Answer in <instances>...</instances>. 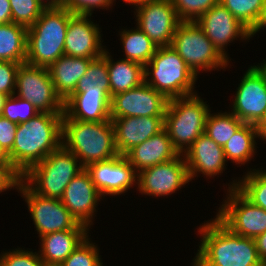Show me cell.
Wrapping results in <instances>:
<instances>
[{
    "label": "cell",
    "instance_id": "obj_1",
    "mask_svg": "<svg viewBox=\"0 0 266 266\" xmlns=\"http://www.w3.org/2000/svg\"><path fill=\"white\" fill-rule=\"evenodd\" d=\"M198 232L202 239L192 266H264L255 240L231 232L217 218Z\"/></svg>",
    "mask_w": 266,
    "mask_h": 266
},
{
    "label": "cell",
    "instance_id": "obj_2",
    "mask_svg": "<svg viewBox=\"0 0 266 266\" xmlns=\"http://www.w3.org/2000/svg\"><path fill=\"white\" fill-rule=\"evenodd\" d=\"M62 120L63 114L39 112L18 124L9 157L22 175L62 145Z\"/></svg>",
    "mask_w": 266,
    "mask_h": 266
},
{
    "label": "cell",
    "instance_id": "obj_3",
    "mask_svg": "<svg viewBox=\"0 0 266 266\" xmlns=\"http://www.w3.org/2000/svg\"><path fill=\"white\" fill-rule=\"evenodd\" d=\"M62 145L80 160L83 168L120 155L112 120L84 122L72 120L63 113Z\"/></svg>",
    "mask_w": 266,
    "mask_h": 266
},
{
    "label": "cell",
    "instance_id": "obj_4",
    "mask_svg": "<svg viewBox=\"0 0 266 266\" xmlns=\"http://www.w3.org/2000/svg\"><path fill=\"white\" fill-rule=\"evenodd\" d=\"M74 14L61 7H47L27 30L26 63L49 68L65 54L69 19Z\"/></svg>",
    "mask_w": 266,
    "mask_h": 266
},
{
    "label": "cell",
    "instance_id": "obj_5",
    "mask_svg": "<svg viewBox=\"0 0 266 266\" xmlns=\"http://www.w3.org/2000/svg\"><path fill=\"white\" fill-rule=\"evenodd\" d=\"M196 80L197 76L170 46L157 47L144 66V82L168 99L197 94L194 92Z\"/></svg>",
    "mask_w": 266,
    "mask_h": 266
},
{
    "label": "cell",
    "instance_id": "obj_6",
    "mask_svg": "<svg viewBox=\"0 0 266 266\" xmlns=\"http://www.w3.org/2000/svg\"><path fill=\"white\" fill-rule=\"evenodd\" d=\"M83 169L79 159L61 145L31 166L22 175V181L38 195L61 199L67 185Z\"/></svg>",
    "mask_w": 266,
    "mask_h": 266
},
{
    "label": "cell",
    "instance_id": "obj_7",
    "mask_svg": "<svg viewBox=\"0 0 266 266\" xmlns=\"http://www.w3.org/2000/svg\"><path fill=\"white\" fill-rule=\"evenodd\" d=\"M197 95L171 98L168 101L164 129L179 154H184L204 134L210 109Z\"/></svg>",
    "mask_w": 266,
    "mask_h": 266
},
{
    "label": "cell",
    "instance_id": "obj_8",
    "mask_svg": "<svg viewBox=\"0 0 266 266\" xmlns=\"http://www.w3.org/2000/svg\"><path fill=\"white\" fill-rule=\"evenodd\" d=\"M197 76L200 71L225 68L229 60L206 37L196 22H181L170 45ZM202 69V70H201Z\"/></svg>",
    "mask_w": 266,
    "mask_h": 266
},
{
    "label": "cell",
    "instance_id": "obj_9",
    "mask_svg": "<svg viewBox=\"0 0 266 266\" xmlns=\"http://www.w3.org/2000/svg\"><path fill=\"white\" fill-rule=\"evenodd\" d=\"M16 90V96L30 101L38 112L64 113V101L57 94L46 67L20 64L16 75Z\"/></svg>",
    "mask_w": 266,
    "mask_h": 266
},
{
    "label": "cell",
    "instance_id": "obj_10",
    "mask_svg": "<svg viewBox=\"0 0 266 266\" xmlns=\"http://www.w3.org/2000/svg\"><path fill=\"white\" fill-rule=\"evenodd\" d=\"M227 200L216 218L231 232L255 239L266 232V210L250 202L237 188L228 189Z\"/></svg>",
    "mask_w": 266,
    "mask_h": 266
},
{
    "label": "cell",
    "instance_id": "obj_11",
    "mask_svg": "<svg viewBox=\"0 0 266 266\" xmlns=\"http://www.w3.org/2000/svg\"><path fill=\"white\" fill-rule=\"evenodd\" d=\"M18 191L25 198L39 237L63 230L89 229L76 220L61 199L38 195L23 181L20 183Z\"/></svg>",
    "mask_w": 266,
    "mask_h": 266
},
{
    "label": "cell",
    "instance_id": "obj_12",
    "mask_svg": "<svg viewBox=\"0 0 266 266\" xmlns=\"http://www.w3.org/2000/svg\"><path fill=\"white\" fill-rule=\"evenodd\" d=\"M136 22L157 47L170 46L181 20L171 0H142L133 4Z\"/></svg>",
    "mask_w": 266,
    "mask_h": 266
},
{
    "label": "cell",
    "instance_id": "obj_13",
    "mask_svg": "<svg viewBox=\"0 0 266 266\" xmlns=\"http://www.w3.org/2000/svg\"><path fill=\"white\" fill-rule=\"evenodd\" d=\"M231 113L243 123L257 126L266 118V77L256 65L242 77Z\"/></svg>",
    "mask_w": 266,
    "mask_h": 266
},
{
    "label": "cell",
    "instance_id": "obj_14",
    "mask_svg": "<svg viewBox=\"0 0 266 266\" xmlns=\"http://www.w3.org/2000/svg\"><path fill=\"white\" fill-rule=\"evenodd\" d=\"M183 154L137 173L138 190L142 194L162 197L175 193L190 182Z\"/></svg>",
    "mask_w": 266,
    "mask_h": 266
},
{
    "label": "cell",
    "instance_id": "obj_15",
    "mask_svg": "<svg viewBox=\"0 0 266 266\" xmlns=\"http://www.w3.org/2000/svg\"><path fill=\"white\" fill-rule=\"evenodd\" d=\"M169 99L143 82L111 98V118L165 116Z\"/></svg>",
    "mask_w": 266,
    "mask_h": 266
},
{
    "label": "cell",
    "instance_id": "obj_16",
    "mask_svg": "<svg viewBox=\"0 0 266 266\" xmlns=\"http://www.w3.org/2000/svg\"><path fill=\"white\" fill-rule=\"evenodd\" d=\"M196 24L204 31L206 37L227 59L225 47L237 37L250 40V30L243 25L220 2L205 12ZM241 37V38H240Z\"/></svg>",
    "mask_w": 266,
    "mask_h": 266
},
{
    "label": "cell",
    "instance_id": "obj_17",
    "mask_svg": "<svg viewBox=\"0 0 266 266\" xmlns=\"http://www.w3.org/2000/svg\"><path fill=\"white\" fill-rule=\"evenodd\" d=\"M86 170L90 173L92 182L104 197L106 195H121L137 183V174L133 166L122 155L90 164L86 167Z\"/></svg>",
    "mask_w": 266,
    "mask_h": 266
},
{
    "label": "cell",
    "instance_id": "obj_18",
    "mask_svg": "<svg viewBox=\"0 0 266 266\" xmlns=\"http://www.w3.org/2000/svg\"><path fill=\"white\" fill-rule=\"evenodd\" d=\"M89 16L91 19V15L74 14L69 19L64 42L65 55L96 59L104 54L106 49L102 46L99 25L93 23Z\"/></svg>",
    "mask_w": 266,
    "mask_h": 266
},
{
    "label": "cell",
    "instance_id": "obj_19",
    "mask_svg": "<svg viewBox=\"0 0 266 266\" xmlns=\"http://www.w3.org/2000/svg\"><path fill=\"white\" fill-rule=\"evenodd\" d=\"M100 199L102 195L92 182L90 173L84 168L67 185L61 202L79 223L90 228Z\"/></svg>",
    "mask_w": 266,
    "mask_h": 266
},
{
    "label": "cell",
    "instance_id": "obj_20",
    "mask_svg": "<svg viewBox=\"0 0 266 266\" xmlns=\"http://www.w3.org/2000/svg\"><path fill=\"white\" fill-rule=\"evenodd\" d=\"M115 144L124 156L133 147L164 130L165 116L111 118Z\"/></svg>",
    "mask_w": 266,
    "mask_h": 266
},
{
    "label": "cell",
    "instance_id": "obj_21",
    "mask_svg": "<svg viewBox=\"0 0 266 266\" xmlns=\"http://www.w3.org/2000/svg\"><path fill=\"white\" fill-rule=\"evenodd\" d=\"M187 163L190 181L198 172L206 177H214L225 171L226 158L223 147L215 143L206 134L198 139L183 154Z\"/></svg>",
    "mask_w": 266,
    "mask_h": 266
},
{
    "label": "cell",
    "instance_id": "obj_22",
    "mask_svg": "<svg viewBox=\"0 0 266 266\" xmlns=\"http://www.w3.org/2000/svg\"><path fill=\"white\" fill-rule=\"evenodd\" d=\"M179 152L174 148L168 133L164 129L143 143L133 147L124 157L133 166L136 173L154 165L176 158Z\"/></svg>",
    "mask_w": 266,
    "mask_h": 266
},
{
    "label": "cell",
    "instance_id": "obj_23",
    "mask_svg": "<svg viewBox=\"0 0 266 266\" xmlns=\"http://www.w3.org/2000/svg\"><path fill=\"white\" fill-rule=\"evenodd\" d=\"M64 113L72 120L109 121L111 120V95L71 94L64 101Z\"/></svg>",
    "mask_w": 266,
    "mask_h": 266
},
{
    "label": "cell",
    "instance_id": "obj_24",
    "mask_svg": "<svg viewBox=\"0 0 266 266\" xmlns=\"http://www.w3.org/2000/svg\"><path fill=\"white\" fill-rule=\"evenodd\" d=\"M89 229H71L40 237L38 252L44 264H61L88 237Z\"/></svg>",
    "mask_w": 266,
    "mask_h": 266
},
{
    "label": "cell",
    "instance_id": "obj_25",
    "mask_svg": "<svg viewBox=\"0 0 266 266\" xmlns=\"http://www.w3.org/2000/svg\"><path fill=\"white\" fill-rule=\"evenodd\" d=\"M92 60L64 54L48 68L55 90L63 101L74 92Z\"/></svg>",
    "mask_w": 266,
    "mask_h": 266
},
{
    "label": "cell",
    "instance_id": "obj_26",
    "mask_svg": "<svg viewBox=\"0 0 266 266\" xmlns=\"http://www.w3.org/2000/svg\"><path fill=\"white\" fill-rule=\"evenodd\" d=\"M102 56L107 61L111 98L144 82V66L142 64L123 58L115 62L109 51L106 50Z\"/></svg>",
    "mask_w": 266,
    "mask_h": 266
},
{
    "label": "cell",
    "instance_id": "obj_27",
    "mask_svg": "<svg viewBox=\"0 0 266 266\" xmlns=\"http://www.w3.org/2000/svg\"><path fill=\"white\" fill-rule=\"evenodd\" d=\"M27 30L13 22L0 25V61L26 63Z\"/></svg>",
    "mask_w": 266,
    "mask_h": 266
},
{
    "label": "cell",
    "instance_id": "obj_28",
    "mask_svg": "<svg viewBox=\"0 0 266 266\" xmlns=\"http://www.w3.org/2000/svg\"><path fill=\"white\" fill-rule=\"evenodd\" d=\"M257 137H260L258 126L244 123L223 147L226 161L237 165L248 163L255 155Z\"/></svg>",
    "mask_w": 266,
    "mask_h": 266
},
{
    "label": "cell",
    "instance_id": "obj_29",
    "mask_svg": "<svg viewBox=\"0 0 266 266\" xmlns=\"http://www.w3.org/2000/svg\"><path fill=\"white\" fill-rule=\"evenodd\" d=\"M119 35L125 52L124 59L145 66L154 56L157 46L139 27L124 29Z\"/></svg>",
    "mask_w": 266,
    "mask_h": 266
},
{
    "label": "cell",
    "instance_id": "obj_30",
    "mask_svg": "<svg viewBox=\"0 0 266 266\" xmlns=\"http://www.w3.org/2000/svg\"><path fill=\"white\" fill-rule=\"evenodd\" d=\"M72 94L110 95L107 61L103 56L90 62Z\"/></svg>",
    "mask_w": 266,
    "mask_h": 266
},
{
    "label": "cell",
    "instance_id": "obj_31",
    "mask_svg": "<svg viewBox=\"0 0 266 266\" xmlns=\"http://www.w3.org/2000/svg\"><path fill=\"white\" fill-rule=\"evenodd\" d=\"M243 124L233 113L218 112V114L214 115L209 112L206 118L204 134L218 145L224 147Z\"/></svg>",
    "mask_w": 266,
    "mask_h": 266
},
{
    "label": "cell",
    "instance_id": "obj_32",
    "mask_svg": "<svg viewBox=\"0 0 266 266\" xmlns=\"http://www.w3.org/2000/svg\"><path fill=\"white\" fill-rule=\"evenodd\" d=\"M233 181L229 189L237 188L250 202L266 210V171L250 170L238 182Z\"/></svg>",
    "mask_w": 266,
    "mask_h": 266
},
{
    "label": "cell",
    "instance_id": "obj_33",
    "mask_svg": "<svg viewBox=\"0 0 266 266\" xmlns=\"http://www.w3.org/2000/svg\"><path fill=\"white\" fill-rule=\"evenodd\" d=\"M250 31L257 24L266 0H219Z\"/></svg>",
    "mask_w": 266,
    "mask_h": 266
},
{
    "label": "cell",
    "instance_id": "obj_34",
    "mask_svg": "<svg viewBox=\"0 0 266 266\" xmlns=\"http://www.w3.org/2000/svg\"><path fill=\"white\" fill-rule=\"evenodd\" d=\"M12 22L27 28L32 26L47 8L39 0H9Z\"/></svg>",
    "mask_w": 266,
    "mask_h": 266
},
{
    "label": "cell",
    "instance_id": "obj_35",
    "mask_svg": "<svg viewBox=\"0 0 266 266\" xmlns=\"http://www.w3.org/2000/svg\"><path fill=\"white\" fill-rule=\"evenodd\" d=\"M38 113L39 112L30 101L17 97L15 93L12 96H8L1 116L7 118L11 122L20 124L30 120Z\"/></svg>",
    "mask_w": 266,
    "mask_h": 266
},
{
    "label": "cell",
    "instance_id": "obj_36",
    "mask_svg": "<svg viewBox=\"0 0 266 266\" xmlns=\"http://www.w3.org/2000/svg\"><path fill=\"white\" fill-rule=\"evenodd\" d=\"M181 22H196L219 0H171Z\"/></svg>",
    "mask_w": 266,
    "mask_h": 266
},
{
    "label": "cell",
    "instance_id": "obj_37",
    "mask_svg": "<svg viewBox=\"0 0 266 266\" xmlns=\"http://www.w3.org/2000/svg\"><path fill=\"white\" fill-rule=\"evenodd\" d=\"M87 237L71 254L63 261L61 266H103L97 245L89 241Z\"/></svg>",
    "mask_w": 266,
    "mask_h": 266
},
{
    "label": "cell",
    "instance_id": "obj_38",
    "mask_svg": "<svg viewBox=\"0 0 266 266\" xmlns=\"http://www.w3.org/2000/svg\"><path fill=\"white\" fill-rule=\"evenodd\" d=\"M0 266H44L40 255L20 248L0 255Z\"/></svg>",
    "mask_w": 266,
    "mask_h": 266
},
{
    "label": "cell",
    "instance_id": "obj_39",
    "mask_svg": "<svg viewBox=\"0 0 266 266\" xmlns=\"http://www.w3.org/2000/svg\"><path fill=\"white\" fill-rule=\"evenodd\" d=\"M115 0H63L61 7L73 14L92 15L95 8L107 9L112 7Z\"/></svg>",
    "mask_w": 266,
    "mask_h": 266
},
{
    "label": "cell",
    "instance_id": "obj_40",
    "mask_svg": "<svg viewBox=\"0 0 266 266\" xmlns=\"http://www.w3.org/2000/svg\"><path fill=\"white\" fill-rule=\"evenodd\" d=\"M19 63L0 61V93L12 96L16 93V75Z\"/></svg>",
    "mask_w": 266,
    "mask_h": 266
},
{
    "label": "cell",
    "instance_id": "obj_41",
    "mask_svg": "<svg viewBox=\"0 0 266 266\" xmlns=\"http://www.w3.org/2000/svg\"><path fill=\"white\" fill-rule=\"evenodd\" d=\"M22 182V174L13 164H0V193L15 188L18 190Z\"/></svg>",
    "mask_w": 266,
    "mask_h": 266
},
{
    "label": "cell",
    "instance_id": "obj_42",
    "mask_svg": "<svg viewBox=\"0 0 266 266\" xmlns=\"http://www.w3.org/2000/svg\"><path fill=\"white\" fill-rule=\"evenodd\" d=\"M18 124L0 115V145L9 153L12 150Z\"/></svg>",
    "mask_w": 266,
    "mask_h": 266
},
{
    "label": "cell",
    "instance_id": "obj_43",
    "mask_svg": "<svg viewBox=\"0 0 266 266\" xmlns=\"http://www.w3.org/2000/svg\"><path fill=\"white\" fill-rule=\"evenodd\" d=\"M11 7L9 0H0V25L11 23Z\"/></svg>",
    "mask_w": 266,
    "mask_h": 266
},
{
    "label": "cell",
    "instance_id": "obj_44",
    "mask_svg": "<svg viewBox=\"0 0 266 266\" xmlns=\"http://www.w3.org/2000/svg\"><path fill=\"white\" fill-rule=\"evenodd\" d=\"M256 248L259 254V257L263 260H266V232L257 236L255 239Z\"/></svg>",
    "mask_w": 266,
    "mask_h": 266
},
{
    "label": "cell",
    "instance_id": "obj_45",
    "mask_svg": "<svg viewBox=\"0 0 266 266\" xmlns=\"http://www.w3.org/2000/svg\"><path fill=\"white\" fill-rule=\"evenodd\" d=\"M264 27L266 28V4L264 9L262 10L261 16L257 24L250 31V37H253L257 32L260 31V29H264Z\"/></svg>",
    "mask_w": 266,
    "mask_h": 266
},
{
    "label": "cell",
    "instance_id": "obj_46",
    "mask_svg": "<svg viewBox=\"0 0 266 266\" xmlns=\"http://www.w3.org/2000/svg\"><path fill=\"white\" fill-rule=\"evenodd\" d=\"M0 164H12L9 153L0 145Z\"/></svg>",
    "mask_w": 266,
    "mask_h": 266
},
{
    "label": "cell",
    "instance_id": "obj_47",
    "mask_svg": "<svg viewBox=\"0 0 266 266\" xmlns=\"http://www.w3.org/2000/svg\"><path fill=\"white\" fill-rule=\"evenodd\" d=\"M39 1L43 3L46 7H58L61 6L63 3V0H46V1L39 0Z\"/></svg>",
    "mask_w": 266,
    "mask_h": 266
},
{
    "label": "cell",
    "instance_id": "obj_48",
    "mask_svg": "<svg viewBox=\"0 0 266 266\" xmlns=\"http://www.w3.org/2000/svg\"><path fill=\"white\" fill-rule=\"evenodd\" d=\"M260 138L266 140V118L262 121V123L258 126Z\"/></svg>",
    "mask_w": 266,
    "mask_h": 266
},
{
    "label": "cell",
    "instance_id": "obj_49",
    "mask_svg": "<svg viewBox=\"0 0 266 266\" xmlns=\"http://www.w3.org/2000/svg\"><path fill=\"white\" fill-rule=\"evenodd\" d=\"M8 96L3 94V93H0V115L2 113V110H3V107H4V104L7 100Z\"/></svg>",
    "mask_w": 266,
    "mask_h": 266
},
{
    "label": "cell",
    "instance_id": "obj_50",
    "mask_svg": "<svg viewBox=\"0 0 266 266\" xmlns=\"http://www.w3.org/2000/svg\"><path fill=\"white\" fill-rule=\"evenodd\" d=\"M257 67L260 69V71L265 75L266 77V61L263 62V64L261 63V65H257Z\"/></svg>",
    "mask_w": 266,
    "mask_h": 266
},
{
    "label": "cell",
    "instance_id": "obj_51",
    "mask_svg": "<svg viewBox=\"0 0 266 266\" xmlns=\"http://www.w3.org/2000/svg\"><path fill=\"white\" fill-rule=\"evenodd\" d=\"M123 1L133 5L134 3H137V2L142 1V0H123Z\"/></svg>",
    "mask_w": 266,
    "mask_h": 266
},
{
    "label": "cell",
    "instance_id": "obj_52",
    "mask_svg": "<svg viewBox=\"0 0 266 266\" xmlns=\"http://www.w3.org/2000/svg\"><path fill=\"white\" fill-rule=\"evenodd\" d=\"M44 266H61L60 264H44Z\"/></svg>",
    "mask_w": 266,
    "mask_h": 266
}]
</instances>
